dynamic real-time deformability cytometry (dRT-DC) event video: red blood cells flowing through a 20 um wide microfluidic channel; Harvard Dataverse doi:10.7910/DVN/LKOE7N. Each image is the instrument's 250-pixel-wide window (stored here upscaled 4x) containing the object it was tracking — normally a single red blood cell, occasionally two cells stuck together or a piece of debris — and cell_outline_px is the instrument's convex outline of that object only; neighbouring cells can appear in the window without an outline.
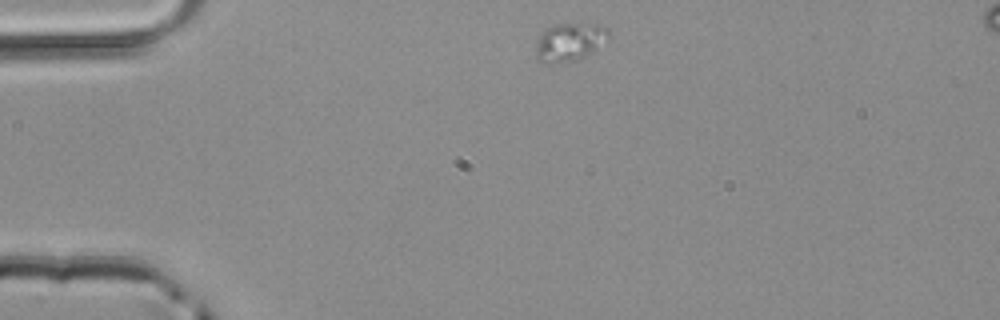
{"species": "common noctule bat (a hibernating species)", "species_latin": "Nyctalus noctula", "temperature_condition": "room temperature", "stored_images_in_passage": 41, "camera_frame_rate_fps": 3000, "um_per_image_px": 0.085, "animal": {"sex": "male", "body_mass_g": 20.4}, "frame": {"image": 1, "passage_image": 1, "time_ms": 0.0, "image_size_px": [1000, 320], "cell_outline_px": [[612, 36], [580, 60], [552, 64], [544, 64], [536, 60], [536, 44], [540, 36], [552, 24], [596, 24], [608, 28], [612, 32]], "centroid_in_image_um": [48.43, 3.59], "position_along_channel_um": 36.6, "area_um2": 16.42}}